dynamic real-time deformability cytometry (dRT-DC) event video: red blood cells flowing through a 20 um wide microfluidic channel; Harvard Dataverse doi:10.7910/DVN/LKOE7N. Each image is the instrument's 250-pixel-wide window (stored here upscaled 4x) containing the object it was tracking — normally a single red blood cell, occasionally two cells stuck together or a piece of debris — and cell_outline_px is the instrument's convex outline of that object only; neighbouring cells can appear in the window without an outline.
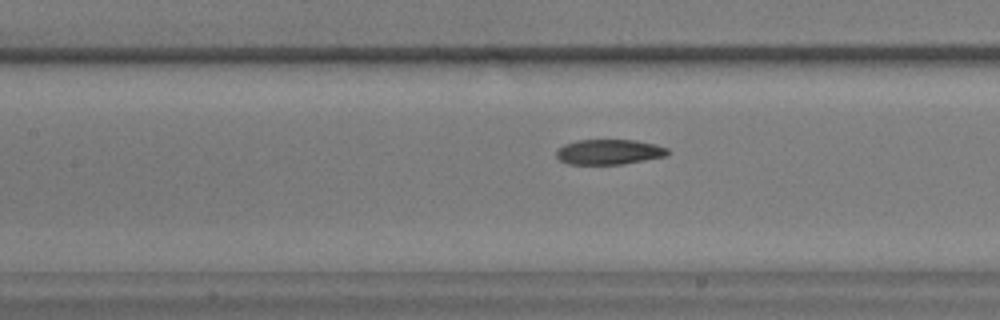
{"species": "common noctule bat (a hibernating species)", "species_latin": "Nyctalus noctula", "temperature_condition": "warm", "stored_images_in_passage": 36, "camera_frame_rate_fps": 3000, "um_per_image_px": 0.085, "animal": {"sex": "male", "body_mass_g": 17.9}, "frame": {"image": 1, "passage_image": 8, "time_ms": 2.333, "image_size_px": [1000, 320], "cell_outline_px": [[668, 152], [664, 156], [624, 164], [568, 164], [560, 160], [556, 156], [556, 152], [564, 144], [576, 140], [636, 140], [656, 144], [668, 148]], "centroid_in_image_um": [51.76, 12.91], "position_along_channel_um": 155.6, "area_um2": 16.24}}
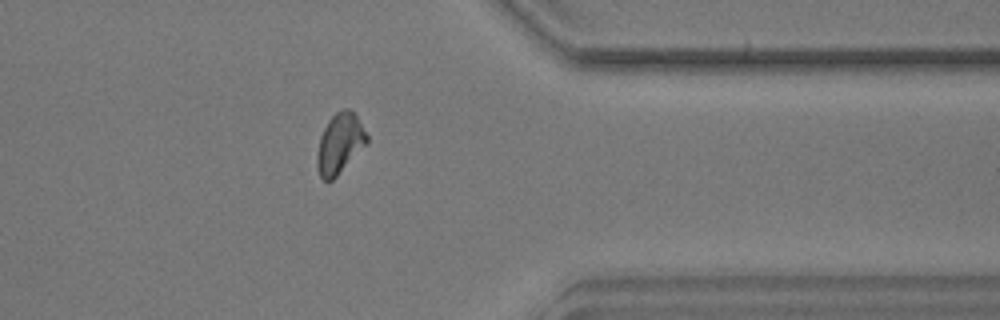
{"frame": {"image": 2, "passage_image": 28, "time_ms": 9.0, "image_size_px": [1000, 320], "cell_outline_px": [[368, 144], [332, 180], [324, 180], [320, 176], [316, 164], [316, 152], [320, 136], [328, 120], [336, 112], [344, 108], [348, 108], [356, 116], [368, 136]], "centroid_in_image_um": [28.87, 12.2], "position_along_channel_um": 382.5, "area_um2": 17.46}}
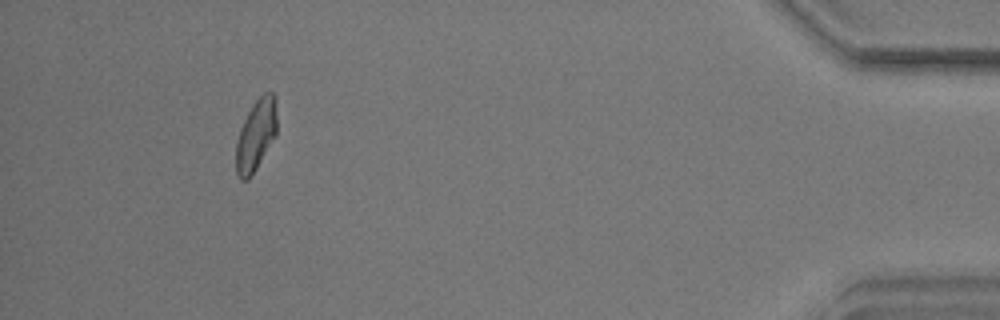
{"frame": {"image": 3, "passage_image": 35, "time_ms": 11.333, "image_size_px": [1000, 320], "cell_outline_px": [[276, 136], [256, 168], [248, 180], [240, 180], [236, 172], [236, 144], [240, 128], [252, 104], [264, 92], [272, 92], [276, 100]], "centroid_in_image_um": [21.75, 11.48], "position_along_channel_um": 413.4, "area_um2": 16.94}}